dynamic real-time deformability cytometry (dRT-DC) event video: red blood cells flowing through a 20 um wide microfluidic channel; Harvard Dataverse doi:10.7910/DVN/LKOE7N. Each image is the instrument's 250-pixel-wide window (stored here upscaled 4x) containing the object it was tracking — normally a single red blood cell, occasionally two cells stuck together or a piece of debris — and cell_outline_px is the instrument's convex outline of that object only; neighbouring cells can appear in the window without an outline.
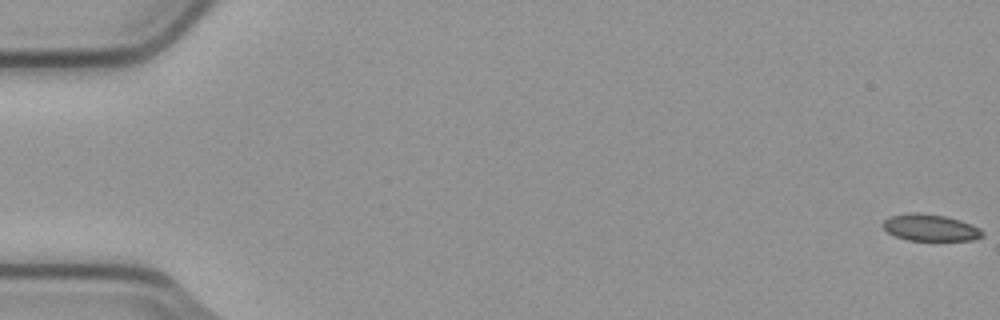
{"species": "common noctule bat (a hibernating species)", "species_latin": "Nyctalus noctula", "temperature_condition": "cold", "stored_images_in_passage": 15, "camera_frame_rate_fps": 3000, "um_per_image_px": 0.085, "animal": {"sex": "male", "body_mass_g": 23.1, "forearm_length_mm": 52.7}, "frame": {"image": 1, "passage_image": 1, "time_ms": 0.0, "image_size_px": [1000, 320], "cell_outline_px": [[984, 236], [972, 240], [908, 240], [896, 236], [888, 232], [880, 224], [888, 216], [908, 212], [916, 212], [944, 216], [960, 220], [972, 224], [980, 228], [984, 232]], "centroid_in_image_um": [79.06, 19.34], "position_along_channel_um": 5.9, "area_um2": 15.61}}